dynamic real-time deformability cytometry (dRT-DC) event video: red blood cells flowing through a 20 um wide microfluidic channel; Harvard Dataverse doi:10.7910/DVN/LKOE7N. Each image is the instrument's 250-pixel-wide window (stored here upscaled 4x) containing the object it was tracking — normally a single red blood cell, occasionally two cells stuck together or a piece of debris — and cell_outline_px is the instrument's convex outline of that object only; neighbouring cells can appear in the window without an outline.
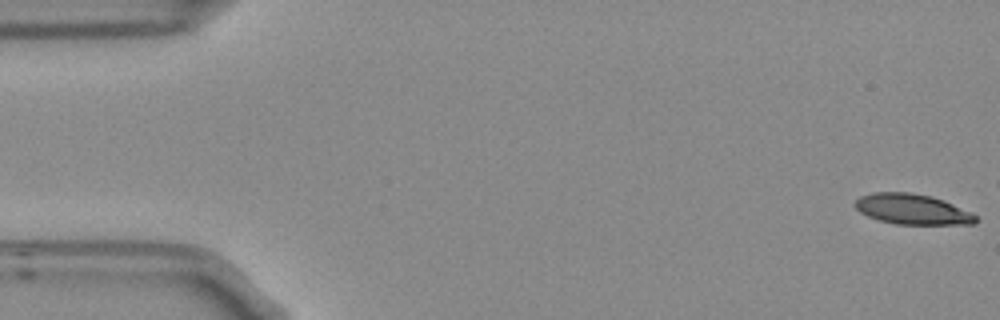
{"species": "Egyptian fruit bat (a non-hibernating species)", "species_latin": "Rousettus aegyptiacus", "temperature_condition": "room temperature", "stored_images_in_passage": 4, "camera_frame_rate_fps": 3000, "um_per_image_px": 0.085, "frame": {"image": 1, "passage_image": 1, "time_ms": 0.0, "image_size_px": [1000, 320], "cell_outline_px": [[980, 220], [972, 224], [896, 224], [880, 220], [868, 216], [860, 212], [856, 208], [856, 200], [860, 196], [872, 192], [912, 192], [932, 196], [944, 200], [972, 212]], "centroid_in_image_um": [77.58, 17.77], "position_along_channel_um": 7.4, "area_um2": 21.44}}